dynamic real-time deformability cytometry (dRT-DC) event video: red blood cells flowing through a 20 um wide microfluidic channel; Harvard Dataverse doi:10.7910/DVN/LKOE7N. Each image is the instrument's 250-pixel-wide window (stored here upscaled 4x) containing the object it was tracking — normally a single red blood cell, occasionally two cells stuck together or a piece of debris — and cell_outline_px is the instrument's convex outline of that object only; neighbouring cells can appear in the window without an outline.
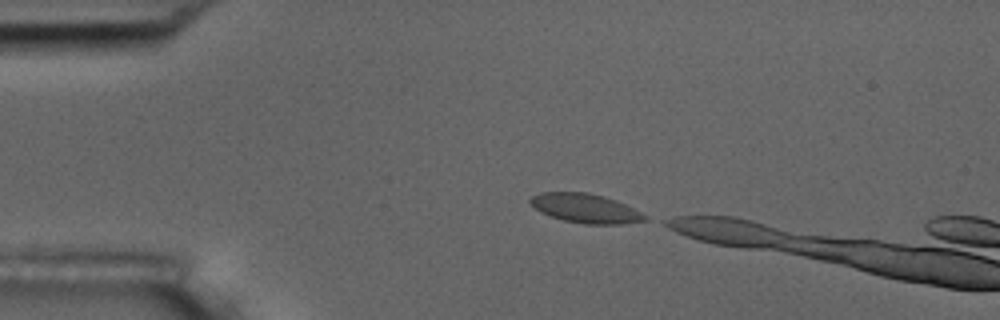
{"species": "common noctule bat (a hibernating species)", "species_latin": "Nyctalus noctula", "temperature_condition": "room temperature", "stored_images_in_passage": 4, "camera_frame_rate_fps": 3000, "um_per_image_px": 0.085, "animal": {"sex": "male", "body_mass_g": 17.5, "forearm_length_mm": 52.3}, "frame": {"image": 1, "passage_image": 1, "time_ms": 0.0, "image_size_px": [1000, 320], "cell_outline_px": [[648, 220], [620, 224], [584, 224], [564, 220], [540, 212], [528, 200], [532, 196], [540, 192], [588, 192], [604, 196], [616, 200], [648, 216]], "centroid_in_image_um": [49.77, 17.7], "position_along_channel_um": 35.2, "area_um2": 19.36}}